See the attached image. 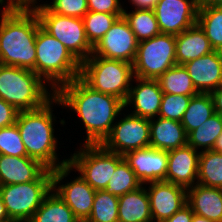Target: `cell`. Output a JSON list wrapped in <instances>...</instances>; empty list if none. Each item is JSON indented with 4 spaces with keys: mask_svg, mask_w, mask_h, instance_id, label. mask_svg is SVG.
Here are the masks:
<instances>
[{
    "mask_svg": "<svg viewBox=\"0 0 222 222\" xmlns=\"http://www.w3.org/2000/svg\"><path fill=\"white\" fill-rule=\"evenodd\" d=\"M80 149L71 155L68 164L94 190H104L124 156L106 150L101 144H83Z\"/></svg>",
    "mask_w": 222,
    "mask_h": 222,
    "instance_id": "cell-9",
    "label": "cell"
},
{
    "mask_svg": "<svg viewBox=\"0 0 222 222\" xmlns=\"http://www.w3.org/2000/svg\"><path fill=\"white\" fill-rule=\"evenodd\" d=\"M198 7L222 6V0H197Z\"/></svg>",
    "mask_w": 222,
    "mask_h": 222,
    "instance_id": "cell-44",
    "label": "cell"
},
{
    "mask_svg": "<svg viewBox=\"0 0 222 222\" xmlns=\"http://www.w3.org/2000/svg\"><path fill=\"white\" fill-rule=\"evenodd\" d=\"M6 3V10L11 9H33L36 7L37 0H4Z\"/></svg>",
    "mask_w": 222,
    "mask_h": 222,
    "instance_id": "cell-41",
    "label": "cell"
},
{
    "mask_svg": "<svg viewBox=\"0 0 222 222\" xmlns=\"http://www.w3.org/2000/svg\"><path fill=\"white\" fill-rule=\"evenodd\" d=\"M124 19L127 21L138 42L148 40L160 34L158 22L154 10H132L127 12L123 9Z\"/></svg>",
    "mask_w": 222,
    "mask_h": 222,
    "instance_id": "cell-30",
    "label": "cell"
},
{
    "mask_svg": "<svg viewBox=\"0 0 222 222\" xmlns=\"http://www.w3.org/2000/svg\"><path fill=\"white\" fill-rule=\"evenodd\" d=\"M118 201V196L96 190L92 212L85 222H118Z\"/></svg>",
    "mask_w": 222,
    "mask_h": 222,
    "instance_id": "cell-32",
    "label": "cell"
},
{
    "mask_svg": "<svg viewBox=\"0 0 222 222\" xmlns=\"http://www.w3.org/2000/svg\"><path fill=\"white\" fill-rule=\"evenodd\" d=\"M54 103H56V95L42 107L18 112L15 123L28 157L40 161L50 170L69 163V158L59 161L56 152L58 150V140L54 136L55 130L53 127L55 126L53 122L56 119L54 113H52Z\"/></svg>",
    "mask_w": 222,
    "mask_h": 222,
    "instance_id": "cell-3",
    "label": "cell"
},
{
    "mask_svg": "<svg viewBox=\"0 0 222 222\" xmlns=\"http://www.w3.org/2000/svg\"><path fill=\"white\" fill-rule=\"evenodd\" d=\"M52 170L47 169L37 180L0 186V197L11 220L29 222L52 190Z\"/></svg>",
    "mask_w": 222,
    "mask_h": 222,
    "instance_id": "cell-7",
    "label": "cell"
},
{
    "mask_svg": "<svg viewBox=\"0 0 222 222\" xmlns=\"http://www.w3.org/2000/svg\"><path fill=\"white\" fill-rule=\"evenodd\" d=\"M212 150L222 153V134L217 138Z\"/></svg>",
    "mask_w": 222,
    "mask_h": 222,
    "instance_id": "cell-46",
    "label": "cell"
},
{
    "mask_svg": "<svg viewBox=\"0 0 222 222\" xmlns=\"http://www.w3.org/2000/svg\"><path fill=\"white\" fill-rule=\"evenodd\" d=\"M175 44L177 65H184L188 61L214 51L204 30L198 23L181 34L175 35Z\"/></svg>",
    "mask_w": 222,
    "mask_h": 222,
    "instance_id": "cell-23",
    "label": "cell"
},
{
    "mask_svg": "<svg viewBox=\"0 0 222 222\" xmlns=\"http://www.w3.org/2000/svg\"><path fill=\"white\" fill-rule=\"evenodd\" d=\"M44 5L51 12L63 16L83 18L88 12L87 0H53Z\"/></svg>",
    "mask_w": 222,
    "mask_h": 222,
    "instance_id": "cell-37",
    "label": "cell"
},
{
    "mask_svg": "<svg viewBox=\"0 0 222 222\" xmlns=\"http://www.w3.org/2000/svg\"><path fill=\"white\" fill-rule=\"evenodd\" d=\"M199 93H212L222 86V52L214 50L184 64Z\"/></svg>",
    "mask_w": 222,
    "mask_h": 222,
    "instance_id": "cell-18",
    "label": "cell"
},
{
    "mask_svg": "<svg viewBox=\"0 0 222 222\" xmlns=\"http://www.w3.org/2000/svg\"><path fill=\"white\" fill-rule=\"evenodd\" d=\"M0 6H2V5H4V6H2L3 7V10H6V4L4 3V0H0Z\"/></svg>",
    "mask_w": 222,
    "mask_h": 222,
    "instance_id": "cell-48",
    "label": "cell"
},
{
    "mask_svg": "<svg viewBox=\"0 0 222 222\" xmlns=\"http://www.w3.org/2000/svg\"><path fill=\"white\" fill-rule=\"evenodd\" d=\"M88 11L108 14H123L120 0H87Z\"/></svg>",
    "mask_w": 222,
    "mask_h": 222,
    "instance_id": "cell-38",
    "label": "cell"
},
{
    "mask_svg": "<svg viewBox=\"0 0 222 222\" xmlns=\"http://www.w3.org/2000/svg\"><path fill=\"white\" fill-rule=\"evenodd\" d=\"M156 118L150 119V147L170 151L187 145L188 135L180 121Z\"/></svg>",
    "mask_w": 222,
    "mask_h": 222,
    "instance_id": "cell-21",
    "label": "cell"
},
{
    "mask_svg": "<svg viewBox=\"0 0 222 222\" xmlns=\"http://www.w3.org/2000/svg\"><path fill=\"white\" fill-rule=\"evenodd\" d=\"M192 222H216V221H213L208 218L193 214Z\"/></svg>",
    "mask_w": 222,
    "mask_h": 222,
    "instance_id": "cell-47",
    "label": "cell"
},
{
    "mask_svg": "<svg viewBox=\"0 0 222 222\" xmlns=\"http://www.w3.org/2000/svg\"><path fill=\"white\" fill-rule=\"evenodd\" d=\"M193 214L192 208L186 204L179 211L163 222H192Z\"/></svg>",
    "mask_w": 222,
    "mask_h": 222,
    "instance_id": "cell-40",
    "label": "cell"
},
{
    "mask_svg": "<svg viewBox=\"0 0 222 222\" xmlns=\"http://www.w3.org/2000/svg\"><path fill=\"white\" fill-rule=\"evenodd\" d=\"M163 94L194 96L199 92L184 65H174L157 79Z\"/></svg>",
    "mask_w": 222,
    "mask_h": 222,
    "instance_id": "cell-27",
    "label": "cell"
},
{
    "mask_svg": "<svg viewBox=\"0 0 222 222\" xmlns=\"http://www.w3.org/2000/svg\"><path fill=\"white\" fill-rule=\"evenodd\" d=\"M141 184L164 181L168 167V151L153 147L129 151L124 155Z\"/></svg>",
    "mask_w": 222,
    "mask_h": 222,
    "instance_id": "cell-16",
    "label": "cell"
},
{
    "mask_svg": "<svg viewBox=\"0 0 222 222\" xmlns=\"http://www.w3.org/2000/svg\"><path fill=\"white\" fill-rule=\"evenodd\" d=\"M187 204L194 214L222 222V189L195 184L187 189Z\"/></svg>",
    "mask_w": 222,
    "mask_h": 222,
    "instance_id": "cell-22",
    "label": "cell"
},
{
    "mask_svg": "<svg viewBox=\"0 0 222 222\" xmlns=\"http://www.w3.org/2000/svg\"><path fill=\"white\" fill-rule=\"evenodd\" d=\"M122 15L88 11L82 19L90 45L94 47Z\"/></svg>",
    "mask_w": 222,
    "mask_h": 222,
    "instance_id": "cell-33",
    "label": "cell"
},
{
    "mask_svg": "<svg viewBox=\"0 0 222 222\" xmlns=\"http://www.w3.org/2000/svg\"><path fill=\"white\" fill-rule=\"evenodd\" d=\"M7 220H11L9 218V215L7 214L4 202L2 201V198L0 197V222H4Z\"/></svg>",
    "mask_w": 222,
    "mask_h": 222,
    "instance_id": "cell-45",
    "label": "cell"
},
{
    "mask_svg": "<svg viewBox=\"0 0 222 222\" xmlns=\"http://www.w3.org/2000/svg\"><path fill=\"white\" fill-rule=\"evenodd\" d=\"M192 96L163 94L158 117L171 120H182Z\"/></svg>",
    "mask_w": 222,
    "mask_h": 222,
    "instance_id": "cell-36",
    "label": "cell"
},
{
    "mask_svg": "<svg viewBox=\"0 0 222 222\" xmlns=\"http://www.w3.org/2000/svg\"><path fill=\"white\" fill-rule=\"evenodd\" d=\"M18 111L9 103L0 98V128L16 123Z\"/></svg>",
    "mask_w": 222,
    "mask_h": 222,
    "instance_id": "cell-39",
    "label": "cell"
},
{
    "mask_svg": "<svg viewBox=\"0 0 222 222\" xmlns=\"http://www.w3.org/2000/svg\"><path fill=\"white\" fill-rule=\"evenodd\" d=\"M116 121L101 145L108 151L125 155L129 151L150 147V119L133 114Z\"/></svg>",
    "mask_w": 222,
    "mask_h": 222,
    "instance_id": "cell-11",
    "label": "cell"
},
{
    "mask_svg": "<svg viewBox=\"0 0 222 222\" xmlns=\"http://www.w3.org/2000/svg\"><path fill=\"white\" fill-rule=\"evenodd\" d=\"M33 9L41 27L59 40L80 63L92 55L93 47L87 39L82 18L53 13L44 4Z\"/></svg>",
    "mask_w": 222,
    "mask_h": 222,
    "instance_id": "cell-8",
    "label": "cell"
},
{
    "mask_svg": "<svg viewBox=\"0 0 222 222\" xmlns=\"http://www.w3.org/2000/svg\"><path fill=\"white\" fill-rule=\"evenodd\" d=\"M197 0H159L154 8L161 33L178 35L197 23Z\"/></svg>",
    "mask_w": 222,
    "mask_h": 222,
    "instance_id": "cell-14",
    "label": "cell"
},
{
    "mask_svg": "<svg viewBox=\"0 0 222 222\" xmlns=\"http://www.w3.org/2000/svg\"><path fill=\"white\" fill-rule=\"evenodd\" d=\"M212 98L214 101L215 113L222 116V86L215 89L212 93Z\"/></svg>",
    "mask_w": 222,
    "mask_h": 222,
    "instance_id": "cell-43",
    "label": "cell"
},
{
    "mask_svg": "<svg viewBox=\"0 0 222 222\" xmlns=\"http://www.w3.org/2000/svg\"><path fill=\"white\" fill-rule=\"evenodd\" d=\"M36 74L53 91L80 77L81 63L41 26L36 35Z\"/></svg>",
    "mask_w": 222,
    "mask_h": 222,
    "instance_id": "cell-4",
    "label": "cell"
},
{
    "mask_svg": "<svg viewBox=\"0 0 222 222\" xmlns=\"http://www.w3.org/2000/svg\"><path fill=\"white\" fill-rule=\"evenodd\" d=\"M215 114L214 101L210 93H198L191 97L181 123L188 135Z\"/></svg>",
    "mask_w": 222,
    "mask_h": 222,
    "instance_id": "cell-26",
    "label": "cell"
},
{
    "mask_svg": "<svg viewBox=\"0 0 222 222\" xmlns=\"http://www.w3.org/2000/svg\"><path fill=\"white\" fill-rule=\"evenodd\" d=\"M80 78L92 89L125 102L134 82L133 64L92 54L81 63Z\"/></svg>",
    "mask_w": 222,
    "mask_h": 222,
    "instance_id": "cell-6",
    "label": "cell"
},
{
    "mask_svg": "<svg viewBox=\"0 0 222 222\" xmlns=\"http://www.w3.org/2000/svg\"><path fill=\"white\" fill-rule=\"evenodd\" d=\"M176 64L175 35L160 33L151 39L138 42L133 63L134 77L158 79Z\"/></svg>",
    "mask_w": 222,
    "mask_h": 222,
    "instance_id": "cell-10",
    "label": "cell"
},
{
    "mask_svg": "<svg viewBox=\"0 0 222 222\" xmlns=\"http://www.w3.org/2000/svg\"><path fill=\"white\" fill-rule=\"evenodd\" d=\"M118 222H153L150 199L144 184L119 196Z\"/></svg>",
    "mask_w": 222,
    "mask_h": 222,
    "instance_id": "cell-24",
    "label": "cell"
},
{
    "mask_svg": "<svg viewBox=\"0 0 222 222\" xmlns=\"http://www.w3.org/2000/svg\"><path fill=\"white\" fill-rule=\"evenodd\" d=\"M197 23L214 50L222 52V6L199 7Z\"/></svg>",
    "mask_w": 222,
    "mask_h": 222,
    "instance_id": "cell-31",
    "label": "cell"
},
{
    "mask_svg": "<svg viewBox=\"0 0 222 222\" xmlns=\"http://www.w3.org/2000/svg\"><path fill=\"white\" fill-rule=\"evenodd\" d=\"M4 222H18V221H15V220H7V221H4Z\"/></svg>",
    "mask_w": 222,
    "mask_h": 222,
    "instance_id": "cell-49",
    "label": "cell"
},
{
    "mask_svg": "<svg viewBox=\"0 0 222 222\" xmlns=\"http://www.w3.org/2000/svg\"><path fill=\"white\" fill-rule=\"evenodd\" d=\"M141 185L142 184L136 178L134 171L130 168L128 162L123 158L117 164L116 170L104 190L107 193L119 197L137 189Z\"/></svg>",
    "mask_w": 222,
    "mask_h": 222,
    "instance_id": "cell-34",
    "label": "cell"
},
{
    "mask_svg": "<svg viewBox=\"0 0 222 222\" xmlns=\"http://www.w3.org/2000/svg\"><path fill=\"white\" fill-rule=\"evenodd\" d=\"M197 183L222 189V153L200 151Z\"/></svg>",
    "mask_w": 222,
    "mask_h": 222,
    "instance_id": "cell-28",
    "label": "cell"
},
{
    "mask_svg": "<svg viewBox=\"0 0 222 222\" xmlns=\"http://www.w3.org/2000/svg\"><path fill=\"white\" fill-rule=\"evenodd\" d=\"M48 168L30 157L0 155V186L37 180Z\"/></svg>",
    "mask_w": 222,
    "mask_h": 222,
    "instance_id": "cell-20",
    "label": "cell"
},
{
    "mask_svg": "<svg viewBox=\"0 0 222 222\" xmlns=\"http://www.w3.org/2000/svg\"><path fill=\"white\" fill-rule=\"evenodd\" d=\"M136 85L131 84L124 107L130 106L134 110L131 114L152 119L159 114L163 92L157 79L134 77ZM133 105V106H132Z\"/></svg>",
    "mask_w": 222,
    "mask_h": 222,
    "instance_id": "cell-17",
    "label": "cell"
},
{
    "mask_svg": "<svg viewBox=\"0 0 222 222\" xmlns=\"http://www.w3.org/2000/svg\"><path fill=\"white\" fill-rule=\"evenodd\" d=\"M222 134V116L214 114L201 126L188 134L187 144L201 151L212 150L217 138Z\"/></svg>",
    "mask_w": 222,
    "mask_h": 222,
    "instance_id": "cell-29",
    "label": "cell"
},
{
    "mask_svg": "<svg viewBox=\"0 0 222 222\" xmlns=\"http://www.w3.org/2000/svg\"><path fill=\"white\" fill-rule=\"evenodd\" d=\"M0 155L28 157L16 124L0 128Z\"/></svg>",
    "mask_w": 222,
    "mask_h": 222,
    "instance_id": "cell-35",
    "label": "cell"
},
{
    "mask_svg": "<svg viewBox=\"0 0 222 222\" xmlns=\"http://www.w3.org/2000/svg\"><path fill=\"white\" fill-rule=\"evenodd\" d=\"M199 154L200 150L198 152L188 144L168 151V167L164 181L186 189L197 184Z\"/></svg>",
    "mask_w": 222,
    "mask_h": 222,
    "instance_id": "cell-19",
    "label": "cell"
},
{
    "mask_svg": "<svg viewBox=\"0 0 222 222\" xmlns=\"http://www.w3.org/2000/svg\"><path fill=\"white\" fill-rule=\"evenodd\" d=\"M138 41L124 17H119L102 39L93 47L92 54L105 59L134 63Z\"/></svg>",
    "mask_w": 222,
    "mask_h": 222,
    "instance_id": "cell-13",
    "label": "cell"
},
{
    "mask_svg": "<svg viewBox=\"0 0 222 222\" xmlns=\"http://www.w3.org/2000/svg\"><path fill=\"white\" fill-rule=\"evenodd\" d=\"M55 95V104L71 108L83 122L84 144H101L125 109L121 99L92 89L80 77L62 85Z\"/></svg>",
    "mask_w": 222,
    "mask_h": 222,
    "instance_id": "cell-1",
    "label": "cell"
},
{
    "mask_svg": "<svg viewBox=\"0 0 222 222\" xmlns=\"http://www.w3.org/2000/svg\"><path fill=\"white\" fill-rule=\"evenodd\" d=\"M71 171L74 170L69 164L52 170V189L68 205L80 222H85L92 212L96 190L80 175L66 184H61Z\"/></svg>",
    "mask_w": 222,
    "mask_h": 222,
    "instance_id": "cell-12",
    "label": "cell"
},
{
    "mask_svg": "<svg viewBox=\"0 0 222 222\" xmlns=\"http://www.w3.org/2000/svg\"><path fill=\"white\" fill-rule=\"evenodd\" d=\"M159 0H130L135 10H154Z\"/></svg>",
    "mask_w": 222,
    "mask_h": 222,
    "instance_id": "cell-42",
    "label": "cell"
},
{
    "mask_svg": "<svg viewBox=\"0 0 222 222\" xmlns=\"http://www.w3.org/2000/svg\"><path fill=\"white\" fill-rule=\"evenodd\" d=\"M0 17V64L36 73L35 42L41 25L34 9H2Z\"/></svg>",
    "mask_w": 222,
    "mask_h": 222,
    "instance_id": "cell-2",
    "label": "cell"
},
{
    "mask_svg": "<svg viewBox=\"0 0 222 222\" xmlns=\"http://www.w3.org/2000/svg\"><path fill=\"white\" fill-rule=\"evenodd\" d=\"M146 184L153 222H163L187 204V189L182 186L165 181Z\"/></svg>",
    "mask_w": 222,
    "mask_h": 222,
    "instance_id": "cell-15",
    "label": "cell"
},
{
    "mask_svg": "<svg viewBox=\"0 0 222 222\" xmlns=\"http://www.w3.org/2000/svg\"><path fill=\"white\" fill-rule=\"evenodd\" d=\"M29 222H80V220L52 189Z\"/></svg>",
    "mask_w": 222,
    "mask_h": 222,
    "instance_id": "cell-25",
    "label": "cell"
},
{
    "mask_svg": "<svg viewBox=\"0 0 222 222\" xmlns=\"http://www.w3.org/2000/svg\"><path fill=\"white\" fill-rule=\"evenodd\" d=\"M45 84L30 69L0 64V98L18 112L42 107L55 95Z\"/></svg>",
    "mask_w": 222,
    "mask_h": 222,
    "instance_id": "cell-5",
    "label": "cell"
}]
</instances>
